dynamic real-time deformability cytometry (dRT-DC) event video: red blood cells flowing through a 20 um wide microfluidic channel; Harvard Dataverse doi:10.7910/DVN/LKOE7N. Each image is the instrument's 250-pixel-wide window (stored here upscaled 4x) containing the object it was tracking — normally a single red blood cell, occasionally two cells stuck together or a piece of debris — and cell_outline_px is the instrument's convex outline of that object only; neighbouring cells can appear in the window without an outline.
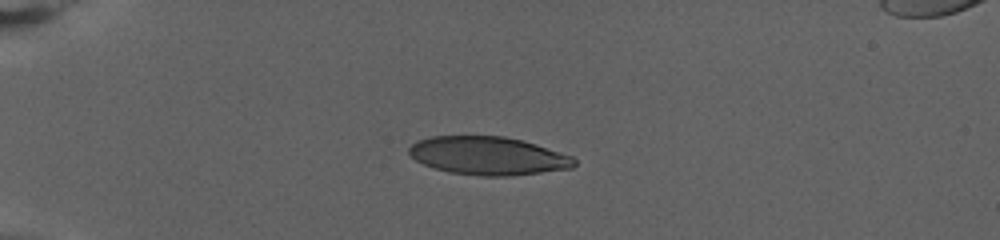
{"species": "human", "species_latin": "Homo sapiens", "temperature_condition": "warm", "stored_images_in_passage": 56, "camera_frame_rate_fps": 3000, "um_per_image_px": 0.085, "donor": {"sex": "female"}, "frame": {"image": 1, "passage_image": 1, "time_ms": 0.0, "image_size_px": [1000, 240], "cell_outline_px": [[576, 164], [572, 168], [512, 176], [480, 176], [448, 172], [424, 164], [416, 160], [408, 152], [408, 148], [416, 140], [432, 136], [504, 136], [536, 144], [572, 156], [576, 160]], "centroid_in_image_um": [41.48, 13.24], "position_along_channel_um": 43.5, "area_um2": 36.82}}
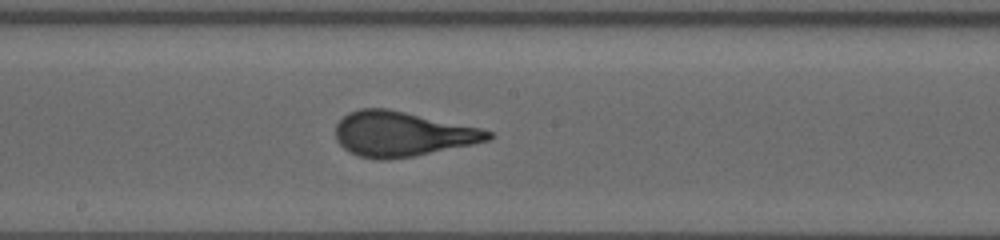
{"frame": {"image": 2, "passage_image": 24, "time_ms": 7.667, "image_size_px": [1000, 240], "cell_outline_px": [[492, 136], [488, 140], [472, 144], [412, 156], [388, 160], [376, 160], [356, 156], [348, 152], [336, 140], [336, 124], [348, 112], [360, 108], [384, 108], [404, 112], [480, 128], [492, 132]], "centroid_in_image_um": [34.11, 11.4], "position_along_channel_um": 214.1, "area_um2": 39.54}}
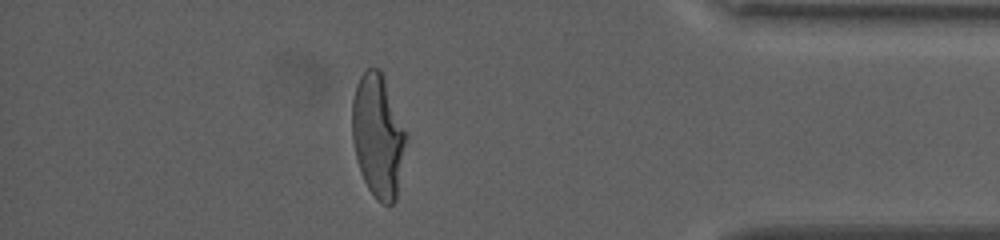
{"frame": {"image": 3, "passage_image": 47, "time_ms": 15.333, "image_size_px": [1000, 240], "cell_outline_px": [[408, 136], [396, 200], [392, 204], [380, 204], [376, 200], [368, 188], [360, 172], [356, 160], [352, 140], [352, 100], [356, 84], [360, 76], [368, 68], [380, 68]], "centroid_in_image_um": [32.12, 11.58], "position_along_channel_um": 403.1, "area_um2": 39.02}, "authors_computed_cell_mechanics": {"area_um2": 39.2751, "velocity_mm_per_s": 2.8364, "shape_relaxation_time_tau1_ms": 6.011, "shape_relaxation_time_tau2_ms": null, "deformation_change_tau1": 0.2511, "deformation_change_tau2": null}}